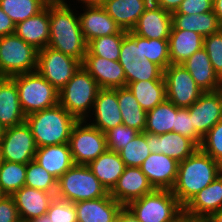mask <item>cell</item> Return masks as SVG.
I'll return each instance as SVG.
<instances>
[{
  "instance_id": "cell-30",
  "label": "cell",
  "mask_w": 222,
  "mask_h": 222,
  "mask_svg": "<svg viewBox=\"0 0 222 222\" xmlns=\"http://www.w3.org/2000/svg\"><path fill=\"white\" fill-rule=\"evenodd\" d=\"M204 37L189 30L171 29L168 38L170 64H181L201 50Z\"/></svg>"
},
{
  "instance_id": "cell-17",
  "label": "cell",
  "mask_w": 222,
  "mask_h": 222,
  "mask_svg": "<svg viewBox=\"0 0 222 222\" xmlns=\"http://www.w3.org/2000/svg\"><path fill=\"white\" fill-rule=\"evenodd\" d=\"M178 164L164 154L150 153L140 168L154 189L171 190L177 179Z\"/></svg>"
},
{
  "instance_id": "cell-24",
  "label": "cell",
  "mask_w": 222,
  "mask_h": 222,
  "mask_svg": "<svg viewBox=\"0 0 222 222\" xmlns=\"http://www.w3.org/2000/svg\"><path fill=\"white\" fill-rule=\"evenodd\" d=\"M21 222L40 217L47 213L51 201L55 198L52 193L23 186L12 195Z\"/></svg>"
},
{
  "instance_id": "cell-22",
  "label": "cell",
  "mask_w": 222,
  "mask_h": 222,
  "mask_svg": "<svg viewBox=\"0 0 222 222\" xmlns=\"http://www.w3.org/2000/svg\"><path fill=\"white\" fill-rule=\"evenodd\" d=\"M75 204L77 222H116L124 207L110 194L93 200H82Z\"/></svg>"
},
{
  "instance_id": "cell-21",
  "label": "cell",
  "mask_w": 222,
  "mask_h": 222,
  "mask_svg": "<svg viewBox=\"0 0 222 222\" xmlns=\"http://www.w3.org/2000/svg\"><path fill=\"white\" fill-rule=\"evenodd\" d=\"M171 27L172 13L151 3L131 31L146 39H168Z\"/></svg>"
},
{
  "instance_id": "cell-19",
  "label": "cell",
  "mask_w": 222,
  "mask_h": 222,
  "mask_svg": "<svg viewBox=\"0 0 222 222\" xmlns=\"http://www.w3.org/2000/svg\"><path fill=\"white\" fill-rule=\"evenodd\" d=\"M82 66L95 79L99 88L126 87V77L119 61L99 56H85Z\"/></svg>"
},
{
  "instance_id": "cell-44",
  "label": "cell",
  "mask_w": 222,
  "mask_h": 222,
  "mask_svg": "<svg viewBox=\"0 0 222 222\" xmlns=\"http://www.w3.org/2000/svg\"><path fill=\"white\" fill-rule=\"evenodd\" d=\"M52 222H77L75 204L55 197L46 213Z\"/></svg>"
},
{
  "instance_id": "cell-31",
  "label": "cell",
  "mask_w": 222,
  "mask_h": 222,
  "mask_svg": "<svg viewBox=\"0 0 222 222\" xmlns=\"http://www.w3.org/2000/svg\"><path fill=\"white\" fill-rule=\"evenodd\" d=\"M87 166L108 192L114 188L126 167L120 154L108 149Z\"/></svg>"
},
{
  "instance_id": "cell-25",
  "label": "cell",
  "mask_w": 222,
  "mask_h": 222,
  "mask_svg": "<svg viewBox=\"0 0 222 222\" xmlns=\"http://www.w3.org/2000/svg\"><path fill=\"white\" fill-rule=\"evenodd\" d=\"M195 80L203 92L222 89V79L212 67L209 56L204 48L195 52L181 63Z\"/></svg>"
},
{
  "instance_id": "cell-36",
  "label": "cell",
  "mask_w": 222,
  "mask_h": 222,
  "mask_svg": "<svg viewBox=\"0 0 222 222\" xmlns=\"http://www.w3.org/2000/svg\"><path fill=\"white\" fill-rule=\"evenodd\" d=\"M27 164L0 160V188L7 196H12L25 186Z\"/></svg>"
},
{
  "instance_id": "cell-49",
  "label": "cell",
  "mask_w": 222,
  "mask_h": 222,
  "mask_svg": "<svg viewBox=\"0 0 222 222\" xmlns=\"http://www.w3.org/2000/svg\"><path fill=\"white\" fill-rule=\"evenodd\" d=\"M15 23L0 7V37L15 33Z\"/></svg>"
},
{
  "instance_id": "cell-32",
  "label": "cell",
  "mask_w": 222,
  "mask_h": 222,
  "mask_svg": "<svg viewBox=\"0 0 222 222\" xmlns=\"http://www.w3.org/2000/svg\"><path fill=\"white\" fill-rule=\"evenodd\" d=\"M171 29L193 31L205 38L219 32L222 29V25L213 11L191 15L172 13Z\"/></svg>"
},
{
  "instance_id": "cell-33",
  "label": "cell",
  "mask_w": 222,
  "mask_h": 222,
  "mask_svg": "<svg viewBox=\"0 0 222 222\" xmlns=\"http://www.w3.org/2000/svg\"><path fill=\"white\" fill-rule=\"evenodd\" d=\"M137 102L146 112L166 99L165 80H142L127 85Z\"/></svg>"
},
{
  "instance_id": "cell-39",
  "label": "cell",
  "mask_w": 222,
  "mask_h": 222,
  "mask_svg": "<svg viewBox=\"0 0 222 222\" xmlns=\"http://www.w3.org/2000/svg\"><path fill=\"white\" fill-rule=\"evenodd\" d=\"M146 132H140L119 152L126 167H140L150 155Z\"/></svg>"
},
{
  "instance_id": "cell-26",
  "label": "cell",
  "mask_w": 222,
  "mask_h": 222,
  "mask_svg": "<svg viewBox=\"0 0 222 222\" xmlns=\"http://www.w3.org/2000/svg\"><path fill=\"white\" fill-rule=\"evenodd\" d=\"M16 83L10 77H0V123L7 129L25 122Z\"/></svg>"
},
{
  "instance_id": "cell-34",
  "label": "cell",
  "mask_w": 222,
  "mask_h": 222,
  "mask_svg": "<svg viewBox=\"0 0 222 222\" xmlns=\"http://www.w3.org/2000/svg\"><path fill=\"white\" fill-rule=\"evenodd\" d=\"M118 105L121 112L122 123L139 132H144L147 112L142 109L128 87L118 88Z\"/></svg>"
},
{
  "instance_id": "cell-41",
  "label": "cell",
  "mask_w": 222,
  "mask_h": 222,
  "mask_svg": "<svg viewBox=\"0 0 222 222\" xmlns=\"http://www.w3.org/2000/svg\"><path fill=\"white\" fill-rule=\"evenodd\" d=\"M144 56L165 70L170 65L168 39L143 38Z\"/></svg>"
},
{
  "instance_id": "cell-10",
  "label": "cell",
  "mask_w": 222,
  "mask_h": 222,
  "mask_svg": "<svg viewBox=\"0 0 222 222\" xmlns=\"http://www.w3.org/2000/svg\"><path fill=\"white\" fill-rule=\"evenodd\" d=\"M78 120L70 133L69 147L75 165H88L107 150L105 133Z\"/></svg>"
},
{
  "instance_id": "cell-47",
  "label": "cell",
  "mask_w": 222,
  "mask_h": 222,
  "mask_svg": "<svg viewBox=\"0 0 222 222\" xmlns=\"http://www.w3.org/2000/svg\"><path fill=\"white\" fill-rule=\"evenodd\" d=\"M213 11V0H183L176 11L172 13L201 14Z\"/></svg>"
},
{
  "instance_id": "cell-6",
  "label": "cell",
  "mask_w": 222,
  "mask_h": 222,
  "mask_svg": "<svg viewBox=\"0 0 222 222\" xmlns=\"http://www.w3.org/2000/svg\"><path fill=\"white\" fill-rule=\"evenodd\" d=\"M118 61L124 69L126 87L131 82L163 79L164 70L144 56L143 37L132 31L123 37Z\"/></svg>"
},
{
  "instance_id": "cell-42",
  "label": "cell",
  "mask_w": 222,
  "mask_h": 222,
  "mask_svg": "<svg viewBox=\"0 0 222 222\" xmlns=\"http://www.w3.org/2000/svg\"><path fill=\"white\" fill-rule=\"evenodd\" d=\"M199 149L217 162L222 160V120L202 137Z\"/></svg>"
},
{
  "instance_id": "cell-16",
  "label": "cell",
  "mask_w": 222,
  "mask_h": 222,
  "mask_svg": "<svg viewBox=\"0 0 222 222\" xmlns=\"http://www.w3.org/2000/svg\"><path fill=\"white\" fill-rule=\"evenodd\" d=\"M154 190L140 167H125L123 174L109 192L111 197L124 207L133 200Z\"/></svg>"
},
{
  "instance_id": "cell-3",
  "label": "cell",
  "mask_w": 222,
  "mask_h": 222,
  "mask_svg": "<svg viewBox=\"0 0 222 222\" xmlns=\"http://www.w3.org/2000/svg\"><path fill=\"white\" fill-rule=\"evenodd\" d=\"M78 120L59 103L51 108L26 116L37 148L68 143L71 130Z\"/></svg>"
},
{
  "instance_id": "cell-1",
  "label": "cell",
  "mask_w": 222,
  "mask_h": 222,
  "mask_svg": "<svg viewBox=\"0 0 222 222\" xmlns=\"http://www.w3.org/2000/svg\"><path fill=\"white\" fill-rule=\"evenodd\" d=\"M50 40L48 46L83 62L87 42L76 16L65 0L49 3Z\"/></svg>"
},
{
  "instance_id": "cell-37",
  "label": "cell",
  "mask_w": 222,
  "mask_h": 222,
  "mask_svg": "<svg viewBox=\"0 0 222 222\" xmlns=\"http://www.w3.org/2000/svg\"><path fill=\"white\" fill-rule=\"evenodd\" d=\"M127 31L92 39L87 43L85 56H99L108 60L118 61L123 37Z\"/></svg>"
},
{
  "instance_id": "cell-13",
  "label": "cell",
  "mask_w": 222,
  "mask_h": 222,
  "mask_svg": "<svg viewBox=\"0 0 222 222\" xmlns=\"http://www.w3.org/2000/svg\"><path fill=\"white\" fill-rule=\"evenodd\" d=\"M36 145L26 122L7 128L0 141V160L28 164L34 160Z\"/></svg>"
},
{
  "instance_id": "cell-20",
  "label": "cell",
  "mask_w": 222,
  "mask_h": 222,
  "mask_svg": "<svg viewBox=\"0 0 222 222\" xmlns=\"http://www.w3.org/2000/svg\"><path fill=\"white\" fill-rule=\"evenodd\" d=\"M93 110L95 122L91 125L103 133L123 124L118 105V88H100L96 95Z\"/></svg>"
},
{
  "instance_id": "cell-53",
  "label": "cell",
  "mask_w": 222,
  "mask_h": 222,
  "mask_svg": "<svg viewBox=\"0 0 222 222\" xmlns=\"http://www.w3.org/2000/svg\"><path fill=\"white\" fill-rule=\"evenodd\" d=\"M206 222H222V209L218 212L211 214L206 220Z\"/></svg>"
},
{
  "instance_id": "cell-43",
  "label": "cell",
  "mask_w": 222,
  "mask_h": 222,
  "mask_svg": "<svg viewBox=\"0 0 222 222\" xmlns=\"http://www.w3.org/2000/svg\"><path fill=\"white\" fill-rule=\"evenodd\" d=\"M140 132L121 124L105 133L107 149L119 153Z\"/></svg>"
},
{
  "instance_id": "cell-45",
  "label": "cell",
  "mask_w": 222,
  "mask_h": 222,
  "mask_svg": "<svg viewBox=\"0 0 222 222\" xmlns=\"http://www.w3.org/2000/svg\"><path fill=\"white\" fill-rule=\"evenodd\" d=\"M203 48L206 50L212 67L222 79V29L204 38Z\"/></svg>"
},
{
  "instance_id": "cell-58",
  "label": "cell",
  "mask_w": 222,
  "mask_h": 222,
  "mask_svg": "<svg viewBox=\"0 0 222 222\" xmlns=\"http://www.w3.org/2000/svg\"><path fill=\"white\" fill-rule=\"evenodd\" d=\"M46 1L47 3H60V2H63V0H44Z\"/></svg>"
},
{
  "instance_id": "cell-57",
  "label": "cell",
  "mask_w": 222,
  "mask_h": 222,
  "mask_svg": "<svg viewBox=\"0 0 222 222\" xmlns=\"http://www.w3.org/2000/svg\"><path fill=\"white\" fill-rule=\"evenodd\" d=\"M4 131H5V128L0 123V141L2 140V137L4 135Z\"/></svg>"
},
{
  "instance_id": "cell-50",
  "label": "cell",
  "mask_w": 222,
  "mask_h": 222,
  "mask_svg": "<svg viewBox=\"0 0 222 222\" xmlns=\"http://www.w3.org/2000/svg\"><path fill=\"white\" fill-rule=\"evenodd\" d=\"M182 1L183 0H154L152 3L172 13L177 10Z\"/></svg>"
},
{
  "instance_id": "cell-18",
  "label": "cell",
  "mask_w": 222,
  "mask_h": 222,
  "mask_svg": "<svg viewBox=\"0 0 222 222\" xmlns=\"http://www.w3.org/2000/svg\"><path fill=\"white\" fill-rule=\"evenodd\" d=\"M146 142L151 153L164 154L177 162H182L199 148L191 139L175 132L161 135L146 132Z\"/></svg>"
},
{
  "instance_id": "cell-7",
  "label": "cell",
  "mask_w": 222,
  "mask_h": 222,
  "mask_svg": "<svg viewBox=\"0 0 222 222\" xmlns=\"http://www.w3.org/2000/svg\"><path fill=\"white\" fill-rule=\"evenodd\" d=\"M10 78L16 83L20 106L25 116L58 104V90L37 70Z\"/></svg>"
},
{
  "instance_id": "cell-38",
  "label": "cell",
  "mask_w": 222,
  "mask_h": 222,
  "mask_svg": "<svg viewBox=\"0 0 222 222\" xmlns=\"http://www.w3.org/2000/svg\"><path fill=\"white\" fill-rule=\"evenodd\" d=\"M47 4L44 0H0V7L15 25L37 15Z\"/></svg>"
},
{
  "instance_id": "cell-35",
  "label": "cell",
  "mask_w": 222,
  "mask_h": 222,
  "mask_svg": "<svg viewBox=\"0 0 222 222\" xmlns=\"http://www.w3.org/2000/svg\"><path fill=\"white\" fill-rule=\"evenodd\" d=\"M176 113L177 106L165 99L162 103L147 112L146 128L144 132L154 135L173 132Z\"/></svg>"
},
{
  "instance_id": "cell-59",
  "label": "cell",
  "mask_w": 222,
  "mask_h": 222,
  "mask_svg": "<svg viewBox=\"0 0 222 222\" xmlns=\"http://www.w3.org/2000/svg\"><path fill=\"white\" fill-rule=\"evenodd\" d=\"M219 163V173L222 176V160L218 162Z\"/></svg>"
},
{
  "instance_id": "cell-8",
  "label": "cell",
  "mask_w": 222,
  "mask_h": 222,
  "mask_svg": "<svg viewBox=\"0 0 222 222\" xmlns=\"http://www.w3.org/2000/svg\"><path fill=\"white\" fill-rule=\"evenodd\" d=\"M109 194L87 165H73L57 181L55 197L76 203L93 200Z\"/></svg>"
},
{
  "instance_id": "cell-55",
  "label": "cell",
  "mask_w": 222,
  "mask_h": 222,
  "mask_svg": "<svg viewBox=\"0 0 222 222\" xmlns=\"http://www.w3.org/2000/svg\"><path fill=\"white\" fill-rule=\"evenodd\" d=\"M28 222H52V221H51V219L49 218V216L47 214H44V215H42L40 217L31 219Z\"/></svg>"
},
{
  "instance_id": "cell-60",
  "label": "cell",
  "mask_w": 222,
  "mask_h": 222,
  "mask_svg": "<svg viewBox=\"0 0 222 222\" xmlns=\"http://www.w3.org/2000/svg\"><path fill=\"white\" fill-rule=\"evenodd\" d=\"M4 196H6V195L2 192V190H1V188H0V200H1Z\"/></svg>"
},
{
  "instance_id": "cell-12",
  "label": "cell",
  "mask_w": 222,
  "mask_h": 222,
  "mask_svg": "<svg viewBox=\"0 0 222 222\" xmlns=\"http://www.w3.org/2000/svg\"><path fill=\"white\" fill-rule=\"evenodd\" d=\"M166 99L178 108H188L203 91L182 64H170L163 71Z\"/></svg>"
},
{
  "instance_id": "cell-29",
  "label": "cell",
  "mask_w": 222,
  "mask_h": 222,
  "mask_svg": "<svg viewBox=\"0 0 222 222\" xmlns=\"http://www.w3.org/2000/svg\"><path fill=\"white\" fill-rule=\"evenodd\" d=\"M151 3L150 0H104L102 7L122 30L128 32Z\"/></svg>"
},
{
  "instance_id": "cell-48",
  "label": "cell",
  "mask_w": 222,
  "mask_h": 222,
  "mask_svg": "<svg viewBox=\"0 0 222 222\" xmlns=\"http://www.w3.org/2000/svg\"><path fill=\"white\" fill-rule=\"evenodd\" d=\"M0 222H21L12 196L6 195L0 200Z\"/></svg>"
},
{
  "instance_id": "cell-14",
  "label": "cell",
  "mask_w": 222,
  "mask_h": 222,
  "mask_svg": "<svg viewBox=\"0 0 222 222\" xmlns=\"http://www.w3.org/2000/svg\"><path fill=\"white\" fill-rule=\"evenodd\" d=\"M192 126L202 138L217 122L222 120V89L203 92L199 99L188 107Z\"/></svg>"
},
{
  "instance_id": "cell-40",
  "label": "cell",
  "mask_w": 222,
  "mask_h": 222,
  "mask_svg": "<svg viewBox=\"0 0 222 222\" xmlns=\"http://www.w3.org/2000/svg\"><path fill=\"white\" fill-rule=\"evenodd\" d=\"M57 181L54 176L49 174L34 160L27 164L25 186L52 193L55 196Z\"/></svg>"
},
{
  "instance_id": "cell-51",
  "label": "cell",
  "mask_w": 222,
  "mask_h": 222,
  "mask_svg": "<svg viewBox=\"0 0 222 222\" xmlns=\"http://www.w3.org/2000/svg\"><path fill=\"white\" fill-rule=\"evenodd\" d=\"M116 222H139L132 213L126 208L123 207L118 214Z\"/></svg>"
},
{
  "instance_id": "cell-5",
  "label": "cell",
  "mask_w": 222,
  "mask_h": 222,
  "mask_svg": "<svg viewBox=\"0 0 222 222\" xmlns=\"http://www.w3.org/2000/svg\"><path fill=\"white\" fill-rule=\"evenodd\" d=\"M99 89L95 79L81 66L58 91V103L77 120H86Z\"/></svg>"
},
{
  "instance_id": "cell-15",
  "label": "cell",
  "mask_w": 222,
  "mask_h": 222,
  "mask_svg": "<svg viewBox=\"0 0 222 222\" xmlns=\"http://www.w3.org/2000/svg\"><path fill=\"white\" fill-rule=\"evenodd\" d=\"M221 209L222 176L220 175L183 207V214L188 219L206 220L211 214Z\"/></svg>"
},
{
  "instance_id": "cell-46",
  "label": "cell",
  "mask_w": 222,
  "mask_h": 222,
  "mask_svg": "<svg viewBox=\"0 0 222 222\" xmlns=\"http://www.w3.org/2000/svg\"><path fill=\"white\" fill-rule=\"evenodd\" d=\"M173 132L188 137L198 147L202 142V138L196 133L194 126H192V117H190L188 108L177 107V113L175 115V127H173Z\"/></svg>"
},
{
  "instance_id": "cell-4",
  "label": "cell",
  "mask_w": 222,
  "mask_h": 222,
  "mask_svg": "<svg viewBox=\"0 0 222 222\" xmlns=\"http://www.w3.org/2000/svg\"><path fill=\"white\" fill-rule=\"evenodd\" d=\"M139 222H177L183 206L171 190L154 189L125 206Z\"/></svg>"
},
{
  "instance_id": "cell-56",
  "label": "cell",
  "mask_w": 222,
  "mask_h": 222,
  "mask_svg": "<svg viewBox=\"0 0 222 222\" xmlns=\"http://www.w3.org/2000/svg\"><path fill=\"white\" fill-rule=\"evenodd\" d=\"M180 222H206L205 220H192V219H188L186 216H182L180 218Z\"/></svg>"
},
{
  "instance_id": "cell-2",
  "label": "cell",
  "mask_w": 222,
  "mask_h": 222,
  "mask_svg": "<svg viewBox=\"0 0 222 222\" xmlns=\"http://www.w3.org/2000/svg\"><path fill=\"white\" fill-rule=\"evenodd\" d=\"M219 176V163L198 148L191 156L179 162L177 179L171 191L184 207Z\"/></svg>"
},
{
  "instance_id": "cell-54",
  "label": "cell",
  "mask_w": 222,
  "mask_h": 222,
  "mask_svg": "<svg viewBox=\"0 0 222 222\" xmlns=\"http://www.w3.org/2000/svg\"><path fill=\"white\" fill-rule=\"evenodd\" d=\"M81 1L85 6H102L104 0H78Z\"/></svg>"
},
{
  "instance_id": "cell-28",
  "label": "cell",
  "mask_w": 222,
  "mask_h": 222,
  "mask_svg": "<svg viewBox=\"0 0 222 222\" xmlns=\"http://www.w3.org/2000/svg\"><path fill=\"white\" fill-rule=\"evenodd\" d=\"M15 34L37 50L47 47L50 40L49 3L37 15L16 24Z\"/></svg>"
},
{
  "instance_id": "cell-11",
  "label": "cell",
  "mask_w": 222,
  "mask_h": 222,
  "mask_svg": "<svg viewBox=\"0 0 222 222\" xmlns=\"http://www.w3.org/2000/svg\"><path fill=\"white\" fill-rule=\"evenodd\" d=\"M82 66V62L49 46L38 50L37 71L58 91Z\"/></svg>"
},
{
  "instance_id": "cell-23",
  "label": "cell",
  "mask_w": 222,
  "mask_h": 222,
  "mask_svg": "<svg viewBox=\"0 0 222 222\" xmlns=\"http://www.w3.org/2000/svg\"><path fill=\"white\" fill-rule=\"evenodd\" d=\"M85 7V12L79 15V19L87 43L92 39L118 34L122 31L121 27L102 6Z\"/></svg>"
},
{
  "instance_id": "cell-52",
  "label": "cell",
  "mask_w": 222,
  "mask_h": 222,
  "mask_svg": "<svg viewBox=\"0 0 222 222\" xmlns=\"http://www.w3.org/2000/svg\"><path fill=\"white\" fill-rule=\"evenodd\" d=\"M213 12L222 25V0H213Z\"/></svg>"
},
{
  "instance_id": "cell-9",
  "label": "cell",
  "mask_w": 222,
  "mask_h": 222,
  "mask_svg": "<svg viewBox=\"0 0 222 222\" xmlns=\"http://www.w3.org/2000/svg\"><path fill=\"white\" fill-rule=\"evenodd\" d=\"M38 50L15 33L0 37V77L36 71Z\"/></svg>"
},
{
  "instance_id": "cell-27",
  "label": "cell",
  "mask_w": 222,
  "mask_h": 222,
  "mask_svg": "<svg viewBox=\"0 0 222 222\" xmlns=\"http://www.w3.org/2000/svg\"><path fill=\"white\" fill-rule=\"evenodd\" d=\"M34 161L57 180L74 165L68 143L37 148Z\"/></svg>"
}]
</instances>
